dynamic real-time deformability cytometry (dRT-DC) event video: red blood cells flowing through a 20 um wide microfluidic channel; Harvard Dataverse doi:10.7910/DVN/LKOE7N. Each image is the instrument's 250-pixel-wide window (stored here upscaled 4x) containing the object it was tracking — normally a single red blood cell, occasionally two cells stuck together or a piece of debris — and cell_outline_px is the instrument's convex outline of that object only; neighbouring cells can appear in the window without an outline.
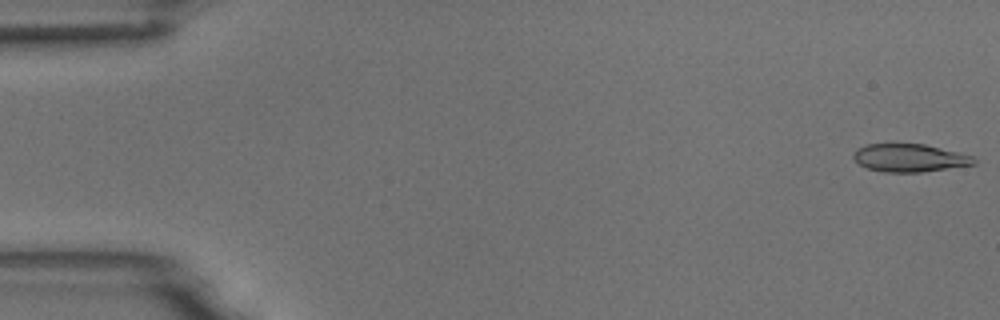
{"species": "common noctule bat (a hibernating species)", "species_latin": "Nyctalus noctula", "temperature_condition": "room temperature", "stored_images_in_passage": 7, "camera_frame_rate_fps": 3000, "um_per_image_px": 0.085, "animal": {"sex": "male", "body_mass_g": 18.8}, "frame": {"image": 1, "passage_image": 1, "time_ms": 0.0, "image_size_px": [1000, 320], "cell_outline_px": [[976, 164], [920, 172], [884, 172], [868, 168], [860, 164], [852, 156], [856, 148], [868, 144], [924, 144], [976, 156]], "centroid_in_image_um": [77.34, 13.41], "position_along_channel_um": 7.7, "area_um2": 19.54}}
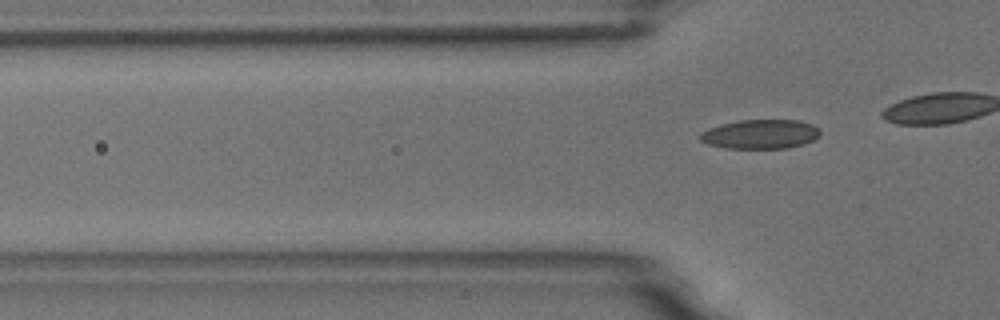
{"frame": {"image": 2, "passage_image": 7, "time_ms": 2.0, "image_size_px": [1000, 320], "cell_outline_px": [[820, 136], [804, 144], [788, 148], [724, 148], [708, 144], [700, 140], [700, 132], [708, 128], [720, 124], [740, 120], [800, 120], [812, 124], [820, 128]], "centroid_in_image_um": [64.64, 11.4], "position_along_channel_um": 61.2, "area_um2": 20.63}}